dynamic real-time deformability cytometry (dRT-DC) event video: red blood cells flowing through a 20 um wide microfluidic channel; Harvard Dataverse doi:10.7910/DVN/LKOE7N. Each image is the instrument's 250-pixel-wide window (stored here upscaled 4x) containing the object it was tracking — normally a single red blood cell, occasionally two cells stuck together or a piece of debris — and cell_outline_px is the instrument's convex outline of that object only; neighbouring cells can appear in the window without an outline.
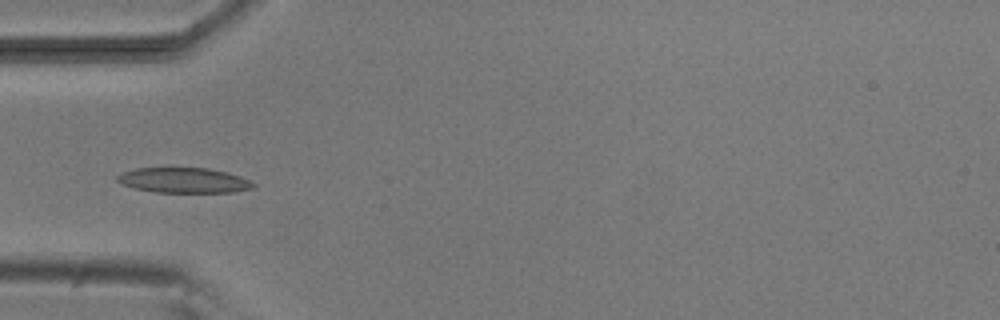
{"species": "common noctule bat (a hibernating species)", "species_latin": "Nyctalus noctula", "temperature_condition": "room temperature", "stored_images_in_passage": 7, "camera_frame_rate_fps": 3000, "um_per_image_px": 0.085, "animal": {"sex": "male", "body_mass_g": 20.5, "forearm_length_mm": 52.5}, "frame": {"image": 1, "passage_image": 5, "time_ms": 4.667, "image_size_px": [1000, 320], "cell_outline_px": [[256, 184], [252, 188], [232, 192], [156, 192], [132, 188], [120, 184], [116, 180], [116, 176], [124, 172], [136, 168], [208, 168], [240, 176]], "centroid_in_image_um": [15.57, 15.33], "position_along_channel_um": 69.4, "area_um2": 19.83}}
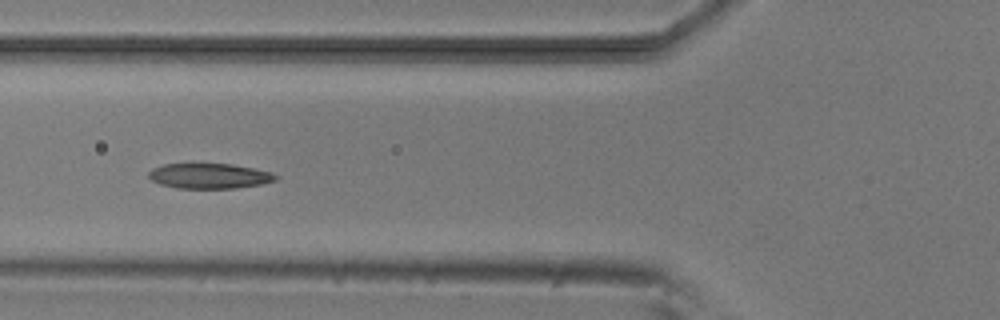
{"frame": {"image": 2, "passage_image": 6, "time_ms": 5.667, "image_size_px": [1000, 320], "cell_outline_px": [[280, 176], [276, 180], [260, 184], [236, 188], [176, 188], [160, 184], [152, 180], [148, 176], [148, 172], [152, 168], [164, 164], [232, 164], [272, 172]], "centroid_in_image_um": [17.8, 14.95], "position_along_channel_um": 108.0, "area_um2": 18.61}}
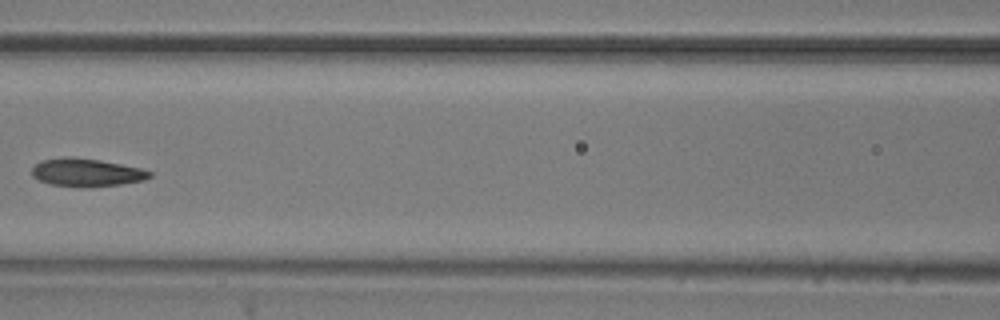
{"frame": {"image": 3, "passage_image": 7, "time_ms": 7.0, "image_size_px": [1000, 320], "cell_outline_px": [[152, 176], [144, 180], [120, 184], [92, 188], [88, 188], [52, 184], [40, 180], [32, 176], [32, 168], [40, 160], [68, 156], [72, 156], [100, 160], [140, 168], [152, 172]], "centroid_in_image_um": [7.35, 14.66], "position_along_channel_um": 159.2, "area_um2": 19.31}}